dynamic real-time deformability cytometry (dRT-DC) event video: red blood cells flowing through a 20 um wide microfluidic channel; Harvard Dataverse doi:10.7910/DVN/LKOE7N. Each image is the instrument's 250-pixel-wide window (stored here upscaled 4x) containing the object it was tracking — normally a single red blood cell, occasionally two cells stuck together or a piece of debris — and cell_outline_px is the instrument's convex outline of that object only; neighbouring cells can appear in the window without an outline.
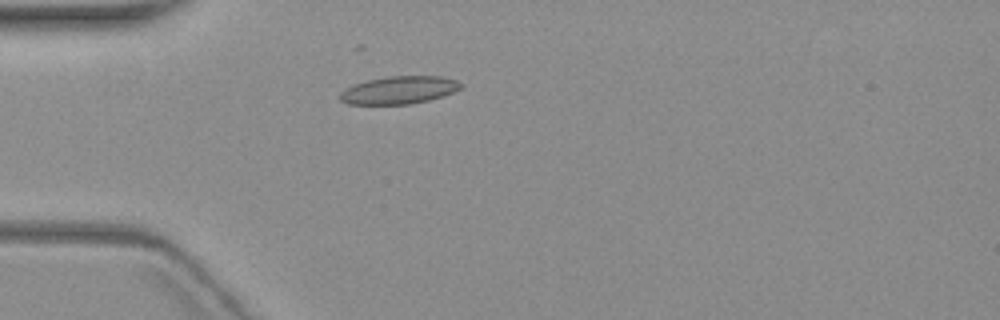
{"species": "common noctule bat (a hibernating species)", "species_latin": "Nyctalus noctula", "temperature_condition": "warm", "stored_images_in_passage": 4, "camera_frame_rate_fps": 3000, "um_per_image_px": 0.085, "animal": {"sex": "female", "body_mass_g": 19.3, "forearm_length_mm": 54.1}, "frame": {"image": 1, "passage_image": 4, "time_ms": 4.333, "image_size_px": [1000, 320], "cell_outline_px": [[464, 88], [428, 100], [408, 104], [348, 104], [340, 100], [340, 92], [344, 88], [368, 80], [388, 76], [444, 76], [456, 80], [464, 84]], "centroid_in_image_um": [33.94, 7.65], "position_along_channel_um": 51.1, "area_um2": 19.48}}